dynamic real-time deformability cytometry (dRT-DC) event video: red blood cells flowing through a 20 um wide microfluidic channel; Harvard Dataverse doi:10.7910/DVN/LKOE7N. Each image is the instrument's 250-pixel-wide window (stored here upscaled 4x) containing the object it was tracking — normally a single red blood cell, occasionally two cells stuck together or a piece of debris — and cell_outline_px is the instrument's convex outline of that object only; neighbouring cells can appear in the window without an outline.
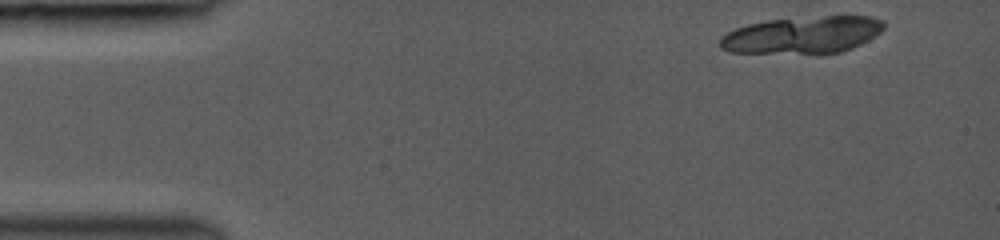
{"species": "common noctule bat (a hibernating species)", "species_latin": "Nyctalus noctula", "temperature_condition": "room temperature", "stored_images_in_passage": 7, "camera_frame_rate_fps": 3000, "um_per_image_px": 0.085, "animal": {"sex": "female", "body_mass_g": 19.0, "forearm_length_mm": 53.3}, "frame": {"image": 1, "passage_image": 1, "time_ms": 0.0, "image_size_px": [1000, 240], "cell_outline_px": [[884, 28], [880, 32], [868, 40], [852, 48], [840, 52], [820, 56], [728, 52], [720, 48], [720, 36], [736, 28], [748, 24], [768, 20], [824, 16], [868, 16], [884, 20]], "centroid_in_image_um": [68.19, 3.02], "position_along_channel_um": 16.8, "area_um2": 36.41}}
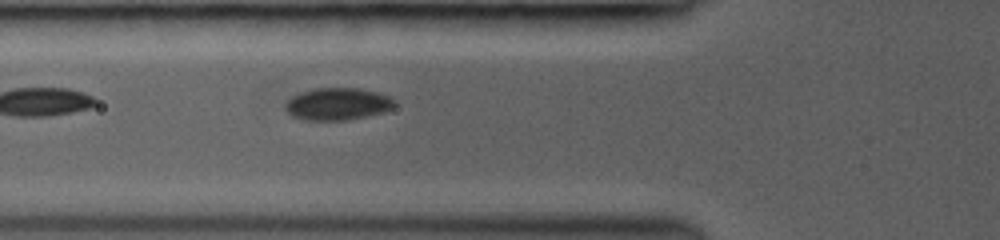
{"frame": {"image": 2, "passage_image": 7, "time_ms": 4.667, "image_size_px": [1000, 240], "cell_outline_px": [[396, 104], [392, 108], [384, 112], [348, 120], [304, 120], [292, 116], [284, 108], [284, 100], [300, 92], [312, 88], [360, 88], [376, 92], [388, 96], [396, 100]], "centroid_in_image_um": [28.66, 8.83], "position_along_channel_um": 97.1, "area_um2": 20.81}}